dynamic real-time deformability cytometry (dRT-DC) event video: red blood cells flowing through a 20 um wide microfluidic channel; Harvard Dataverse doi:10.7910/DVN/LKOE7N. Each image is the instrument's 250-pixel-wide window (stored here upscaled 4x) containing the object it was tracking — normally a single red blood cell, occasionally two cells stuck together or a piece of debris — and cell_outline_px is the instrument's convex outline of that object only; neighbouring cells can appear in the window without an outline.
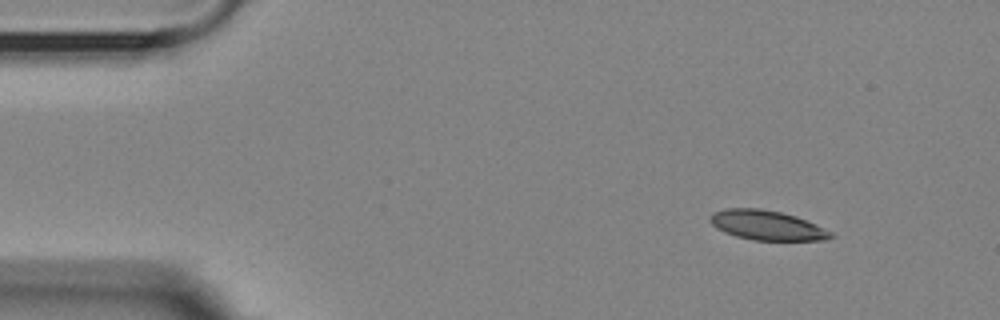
{"species": "Egyptian fruit bat (a non-hibernating species)", "species_latin": "Rousettus aegyptiacus", "temperature_condition": "room temperature", "stored_images_in_passage": 5, "camera_frame_rate_fps": 3000, "um_per_image_px": 0.085, "animal": {"sex": "female"}, "frame": {"image": 1, "passage_image": 1, "time_ms": 0.0, "image_size_px": [1000, 320], "cell_outline_px": [[836, 236], [824, 240], [752, 240], [736, 236], [724, 232], [716, 228], [708, 220], [708, 216], [712, 212], [724, 208], [760, 208], [780, 212], [796, 216], [816, 224], [832, 232]], "centroid_in_image_um": [65.15, 19.14], "position_along_channel_um": 19.8, "area_um2": 21.04}}
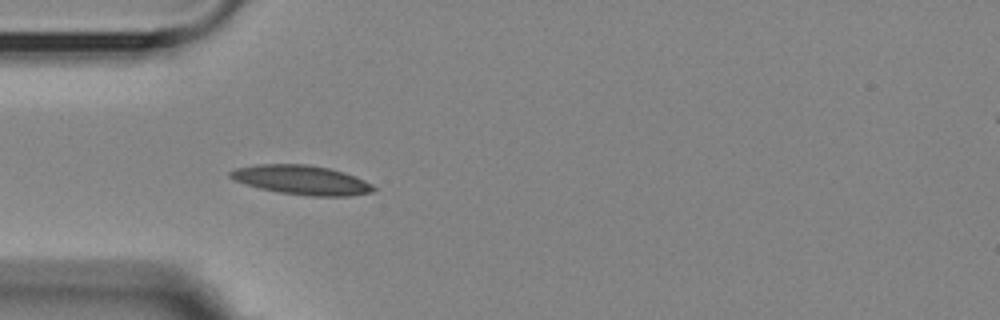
{"frame": {"image": 2, "passage_image": 4, "time_ms": 3.333, "image_size_px": [1000, 320], "cell_outline_px": [[376, 188], [372, 192], [348, 196], [312, 196], [280, 192], [260, 188], [236, 180], [228, 176], [228, 172], [236, 168], [256, 164], [308, 164], [328, 168], [344, 172], [356, 176], [372, 184]], "centroid_in_image_um": [25.66, 15.29], "position_along_channel_um": 59.3, "area_um2": 24.28}}